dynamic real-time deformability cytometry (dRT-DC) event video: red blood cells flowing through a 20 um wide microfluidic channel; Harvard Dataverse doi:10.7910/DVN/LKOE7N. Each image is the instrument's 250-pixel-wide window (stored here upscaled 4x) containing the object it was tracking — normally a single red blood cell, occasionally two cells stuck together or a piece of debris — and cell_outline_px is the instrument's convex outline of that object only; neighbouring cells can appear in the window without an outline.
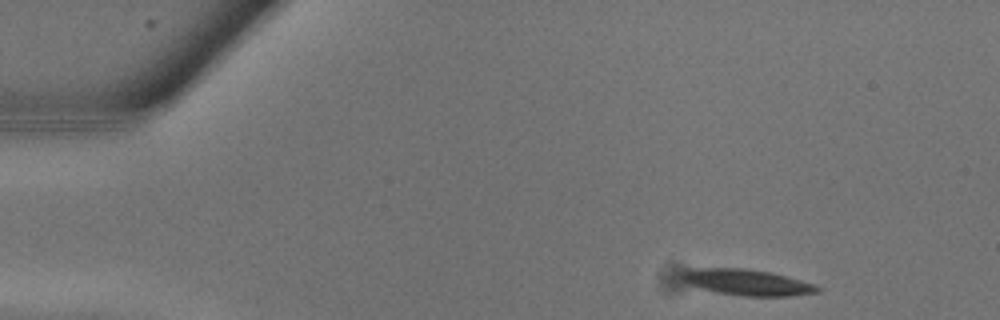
{"species": "common noctule bat (a hibernating species)", "species_latin": "Nyctalus noctula", "temperature_condition": "warm", "stored_images_in_passage": 12, "camera_frame_rate_fps": 3000, "um_per_image_px": 0.085, "animal": {"sex": "male", "body_mass_g": 13.3}, "frame": {"image": 1, "passage_image": 1, "time_ms": 0.0, "image_size_px": [1000, 320], "cell_outline_px": [[820, 292], [788, 296], [740, 296], [716, 292], [700, 288], [688, 284], [680, 276], [688, 268], [748, 268], [772, 272], [816, 284], [820, 288]], "centroid_in_image_um": [63.52, 23.99], "position_along_channel_um": 21.5, "area_um2": 20.75}}
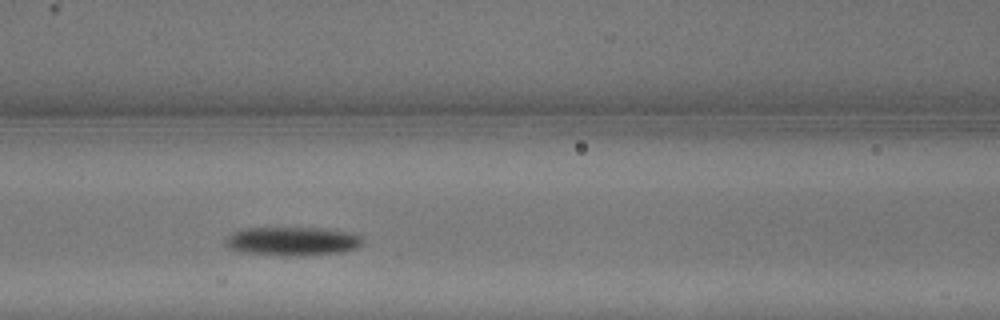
{"frame": {"image": 2, "passage_image": 9, "time_ms": 2.667, "image_size_px": [1000, 320], "cell_outline_px": [[364, 240], [356, 248], [340, 252], [296, 256], [280, 256], [236, 252], [228, 248], [224, 244], [224, 240], [232, 232], [244, 228], [328, 228], [352, 232], [364, 236]], "centroid_in_image_um": [24.83, 20.5], "position_along_channel_um": 141.8, "area_um2": 23.52}}
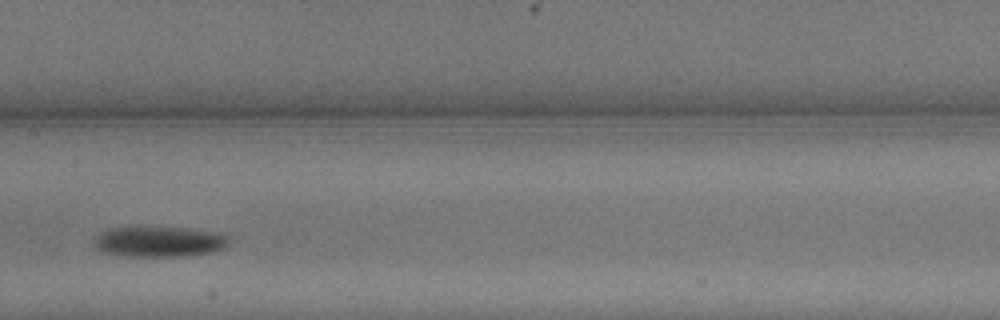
{"frame": {"image": 3, "passage_image": 11, "time_ms": 3.333, "image_size_px": [1000, 320], "cell_outline_px": [[228, 244], [224, 248], [212, 252], [188, 256], [128, 256], [104, 252], [96, 248], [96, 236], [100, 232], [108, 228], [184, 228], [216, 232], [228, 236]], "centroid_in_image_um": [13.56, 20.55], "position_along_channel_um": 193.8, "area_um2": 23.58}}